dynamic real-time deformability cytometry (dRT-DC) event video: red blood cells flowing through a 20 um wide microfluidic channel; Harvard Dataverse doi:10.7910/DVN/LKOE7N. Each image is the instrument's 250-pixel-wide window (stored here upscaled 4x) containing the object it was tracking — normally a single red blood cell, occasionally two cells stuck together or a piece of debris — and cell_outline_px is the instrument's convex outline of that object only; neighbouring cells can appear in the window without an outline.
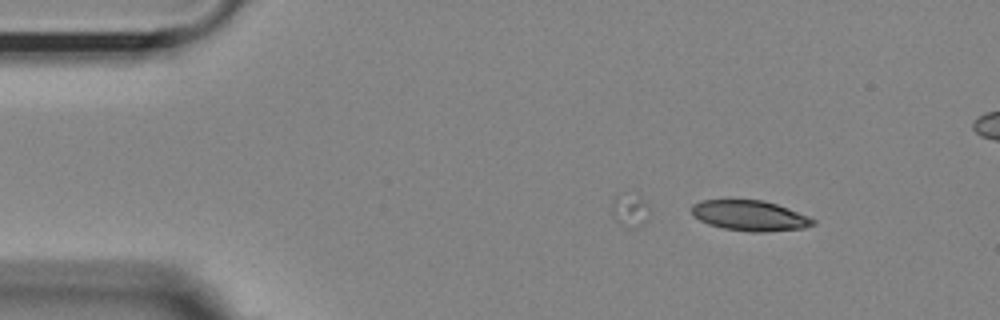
{"species": "Egyptian fruit bat (a non-hibernating species)", "species_latin": "Rousettus aegyptiacus", "temperature_condition": "room temperature", "stored_images_in_passage": 4, "camera_frame_rate_fps": 3000, "um_per_image_px": 0.085, "animal": {"sex": "female"}, "frame": {"image": 1, "passage_image": 4, "time_ms": 1.0, "image_size_px": [1000, 320], "cell_outline_px": [[816, 224], [804, 228], [764, 232], [752, 232], [724, 228], [708, 224], [700, 220], [692, 212], [692, 204], [700, 200], [764, 200], [788, 208], [808, 216], [816, 220]], "centroid_in_image_um": [63.76, 18.33], "position_along_channel_um": 21.2, "area_um2": 21.39}}